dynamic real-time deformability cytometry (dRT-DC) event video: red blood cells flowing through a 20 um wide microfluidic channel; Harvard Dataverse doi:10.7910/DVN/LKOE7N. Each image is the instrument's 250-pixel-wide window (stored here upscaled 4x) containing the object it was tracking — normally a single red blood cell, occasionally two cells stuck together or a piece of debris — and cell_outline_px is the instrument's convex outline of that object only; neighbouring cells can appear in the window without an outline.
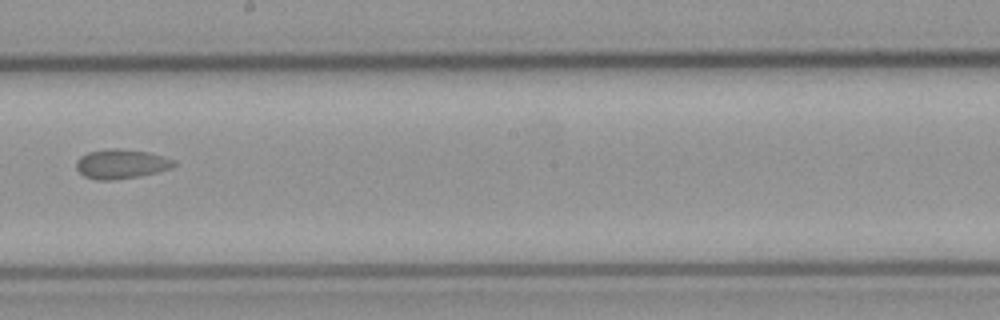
{"species": "common noctule bat (a hibernating species)", "species_latin": "Nyctalus noctula", "temperature_condition": "cold", "stored_images_in_passage": 11, "camera_frame_rate_fps": 3000, "um_per_image_px": 0.085, "animal": {"sex": "male", "body_mass_g": 23.1, "forearm_length_mm": 52.7}, "frame": {"image": 1, "passage_image": 11, "time_ms": 12.667, "image_size_px": [1000, 320], "cell_outline_px": [[176, 164], [172, 168], [140, 176], [112, 180], [96, 180], [84, 176], [76, 168], [76, 160], [80, 156], [88, 152], [108, 148], [120, 148], [148, 152], [176, 160]], "centroid_in_image_um": [10.29, 13.93], "position_along_channel_um": 237.9, "area_um2": 16.88}}